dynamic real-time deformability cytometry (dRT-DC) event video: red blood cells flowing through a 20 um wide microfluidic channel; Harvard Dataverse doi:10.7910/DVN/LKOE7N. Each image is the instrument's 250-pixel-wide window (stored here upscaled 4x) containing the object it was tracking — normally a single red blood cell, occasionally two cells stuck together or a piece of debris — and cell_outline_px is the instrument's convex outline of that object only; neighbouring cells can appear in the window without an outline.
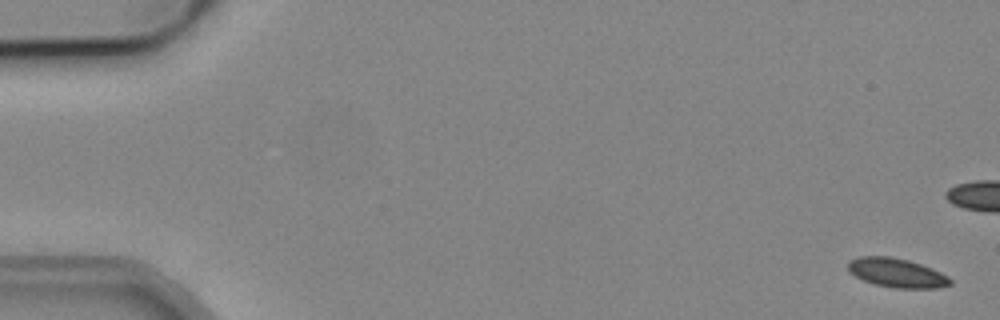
{"species": "common noctule bat (a hibernating species)", "species_latin": "Nyctalus noctula", "temperature_condition": "cold", "stored_images_in_passage": 55, "camera_frame_rate_fps": 3000, "um_per_image_px": 0.085, "animal": {"sex": "male", "body_mass_g": 19.2, "forearm_length_mm": 51.8}, "frame": {"image": 1, "passage_image": 2, "time_ms": 0.333, "image_size_px": [1000, 320], "cell_outline_px": [[952, 284], [940, 288], [896, 288], [876, 284], [864, 280], [848, 272], [848, 260], [860, 256], [888, 256], [908, 260], [932, 268], [948, 276], [952, 280]], "centroid_in_image_um": [76.23, 23.19], "position_along_channel_um": 8.8, "area_um2": 17.34}}
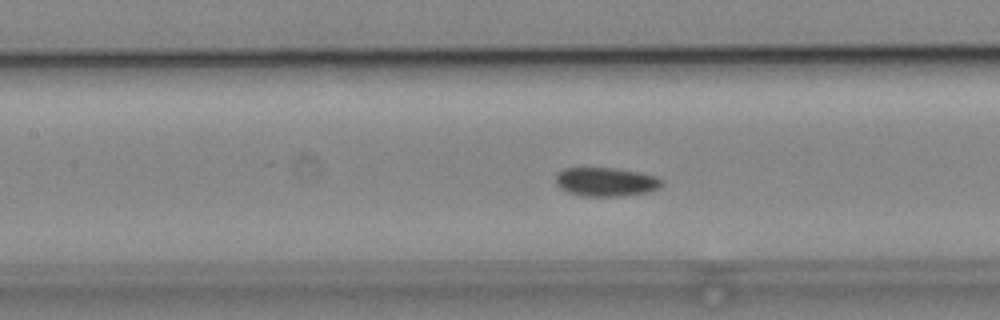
{"frame": {"image": 2, "passage_image": 25, "time_ms": 8.0, "image_size_px": [1000, 320], "cell_outline_px": [[660, 184], [656, 188], [648, 192], [620, 196], [580, 196], [568, 192], [560, 188], [556, 184], [556, 176], [564, 168], [616, 168], [640, 172], [656, 176], [660, 180]], "centroid_in_image_um": [51.46, 15.46], "position_along_channel_um": 155.9, "area_um2": 17.63}}
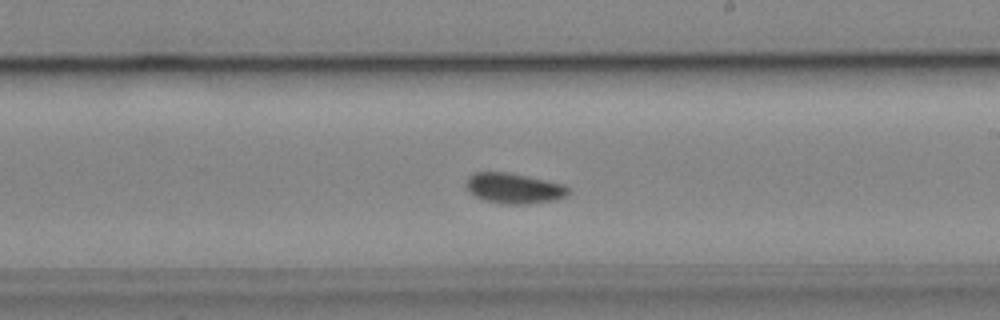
{"frame": {"image": 3, "passage_image": 32, "time_ms": 10.333, "image_size_px": [1000, 320], "cell_outline_px": [[568, 196], [552, 200], [524, 204], [504, 204], [484, 200], [476, 196], [464, 184], [468, 176], [472, 172], [508, 172], [564, 184], [568, 188]], "centroid_in_image_um": [43.66, 15.99], "position_along_channel_um": 245.3, "area_um2": 17.98}, "authors_computed_cell_mechanics": {"area_um2": 17.5134, "velocity_mm_per_s": 3.8432, "shape_relaxation_time_tau1_ms": 1.9312, "shape_relaxation_time_tau2_ms": null, "deformation_change_tau1": 0.0663, "deformation_change_tau2": null}}